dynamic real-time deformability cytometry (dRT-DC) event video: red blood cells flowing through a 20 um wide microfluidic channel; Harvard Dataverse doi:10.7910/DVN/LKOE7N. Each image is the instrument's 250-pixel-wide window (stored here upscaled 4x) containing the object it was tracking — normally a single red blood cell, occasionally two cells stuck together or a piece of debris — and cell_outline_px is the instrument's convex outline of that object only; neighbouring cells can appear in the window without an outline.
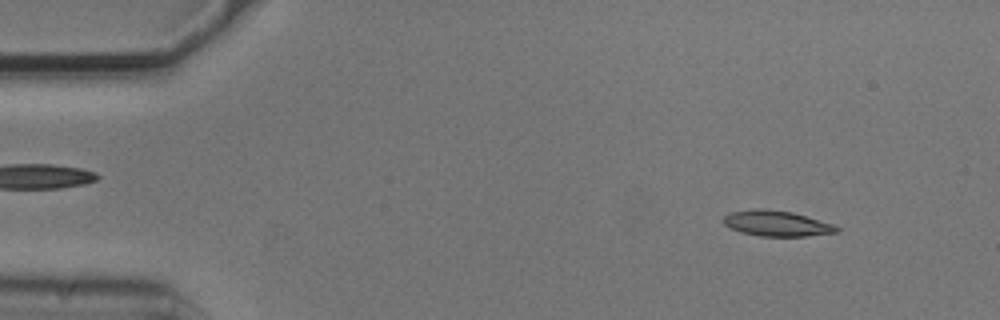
{"species": "common noctule bat (a hibernating species)", "species_latin": "Nyctalus noctula", "temperature_condition": "cold", "stored_images_in_passage": 52, "camera_frame_rate_fps": 3000, "um_per_image_px": 0.085, "animal": {"sex": "male", "body_mass_g": 20.5, "forearm_length_mm": 52.5}, "frame": {"image": 1, "passage_image": 5, "time_ms": 1.333, "image_size_px": [1000, 320], "cell_outline_px": [[840, 232], [808, 236], [760, 236], [740, 232], [724, 224], [724, 216], [732, 212], [752, 208], [760, 208], [792, 212], [832, 224], [840, 228]], "centroid_in_image_um": [66.03, 18.99], "position_along_channel_um": 19.0, "area_um2": 16.76}}
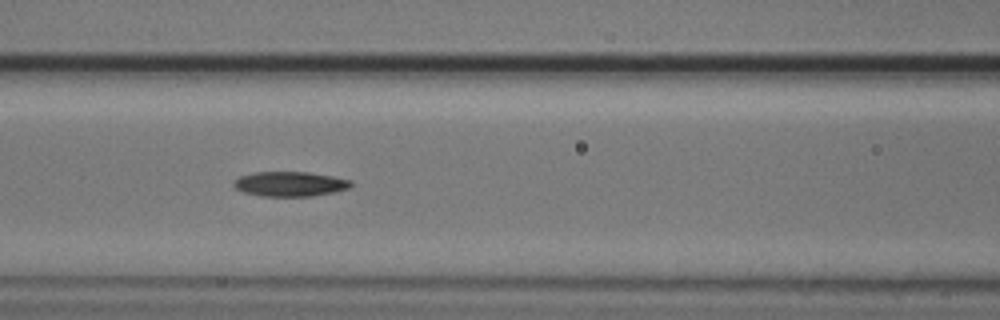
{"frame": {"image": 2, "passage_image": 22, "time_ms": 7.0, "image_size_px": [1000, 320], "cell_outline_px": [[352, 184], [348, 188], [332, 192], [312, 196], [260, 196], [244, 192], [236, 188], [232, 184], [240, 176], [252, 172], [308, 172], [332, 176], [352, 180]], "centroid_in_image_um": [24.64, 15.63], "position_along_channel_um": 142.0, "area_um2": 16.82}}
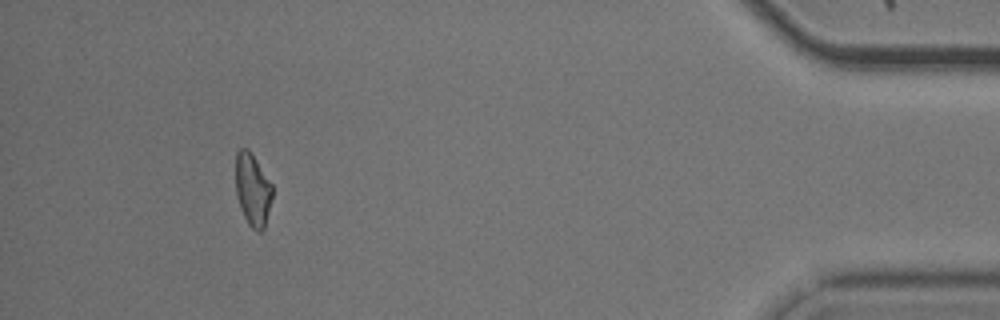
{"frame": {"image": 3, "passage_image": 49, "time_ms": 16.0, "image_size_px": [1000, 320], "cell_outline_px": [[272, 200], [264, 228], [260, 232], [256, 232], [248, 224], [240, 208], [236, 196], [236, 152], [240, 148], [248, 148], [272, 184]], "centroid_in_image_um": [21.47, 16.14], "position_along_channel_um": 413.7, "area_um2": 15.55}}